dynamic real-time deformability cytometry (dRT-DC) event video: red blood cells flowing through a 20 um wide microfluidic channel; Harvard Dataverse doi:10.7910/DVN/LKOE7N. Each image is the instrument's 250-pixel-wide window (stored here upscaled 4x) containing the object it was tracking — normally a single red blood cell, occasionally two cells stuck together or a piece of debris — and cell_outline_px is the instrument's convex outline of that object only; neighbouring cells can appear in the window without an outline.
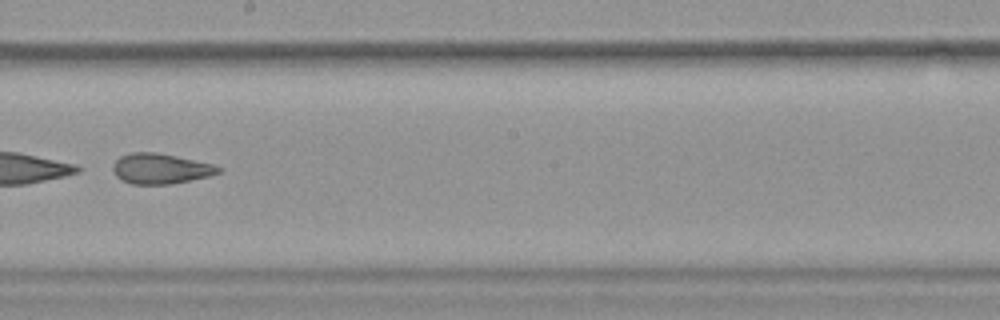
{"species": "common noctule bat (a hibernating species)", "species_latin": "Nyctalus noctula", "temperature_condition": "warm", "stored_images_in_passage": 53, "camera_frame_rate_fps": 3000, "um_per_image_px": 0.085, "animal": {"sex": "female", "body_mass_g": 19.9}, "frame": {"image": 1, "passage_image": 31, "time_ms": 10.0, "image_size_px": [1000, 320], "cell_outline_px": [[224, 168], [220, 172], [208, 176], [172, 184], [132, 184], [120, 180], [116, 176], [112, 168], [112, 164], [120, 156], [132, 152], [156, 152], [216, 164]], "centroid_in_image_um": [13.65, 14.33], "position_along_channel_um": 234.5, "area_um2": 18.84}}